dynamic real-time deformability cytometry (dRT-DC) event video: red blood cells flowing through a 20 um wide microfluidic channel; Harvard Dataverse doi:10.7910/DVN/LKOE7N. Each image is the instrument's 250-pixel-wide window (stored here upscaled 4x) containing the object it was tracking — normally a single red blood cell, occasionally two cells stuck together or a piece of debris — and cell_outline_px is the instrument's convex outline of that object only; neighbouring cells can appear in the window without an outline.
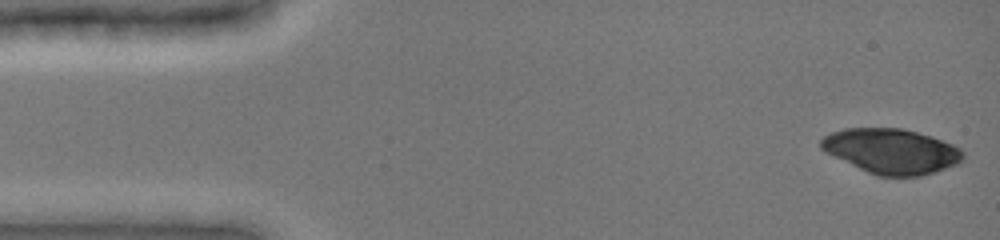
{"species": "common noctule bat (a hibernating species)", "species_latin": "Nyctalus noctula", "temperature_condition": "cold", "stored_images_in_passage": 15, "camera_frame_rate_fps": 3000, "um_per_image_px": 0.085, "animal": {"sex": "female", "body_mass_g": 19.0, "forearm_length_mm": 51.5}, "frame": {"image": 1, "passage_image": 1, "time_ms": 0.0, "image_size_px": [1000, 240], "cell_outline_px": [[964, 160], [956, 164], [920, 176], [876, 176], [824, 152], [820, 148], [820, 140], [824, 136], [832, 132], [844, 128], [900, 128], [932, 136], [952, 144], [960, 148], [964, 152]], "centroid_in_image_um": [75.75, 12.84], "position_along_channel_um": 9.2, "area_um2": 37.17}}